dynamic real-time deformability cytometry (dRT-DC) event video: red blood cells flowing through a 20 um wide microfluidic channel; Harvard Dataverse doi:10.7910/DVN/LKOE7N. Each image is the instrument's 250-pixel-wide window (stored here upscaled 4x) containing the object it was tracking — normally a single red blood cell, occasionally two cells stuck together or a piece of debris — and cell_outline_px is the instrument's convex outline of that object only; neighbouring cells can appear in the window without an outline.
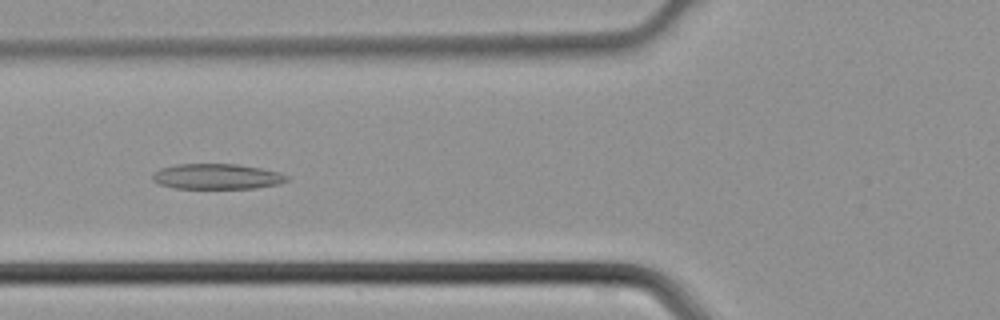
{"species": "common noctule bat (a hibernating species)", "species_latin": "Nyctalus noctula", "temperature_condition": "cold", "stored_images_in_passage": 44, "camera_frame_rate_fps": 3000, "um_per_image_px": 0.085, "animal": {"sex": "male", "body_mass_g": 21.5, "forearm_length_mm": 52.0}, "frame": {"image": 1, "passage_image": 16, "time_ms": 5.0, "image_size_px": [1000, 320], "cell_outline_px": [[288, 180], [280, 184], [256, 188], [176, 188], [160, 184], [152, 180], [152, 176], [160, 168], [176, 164], [240, 164], [280, 172], [288, 176]], "centroid_in_image_um": [18.47, 15.0], "position_along_channel_um": 107.3, "area_um2": 19.88}}
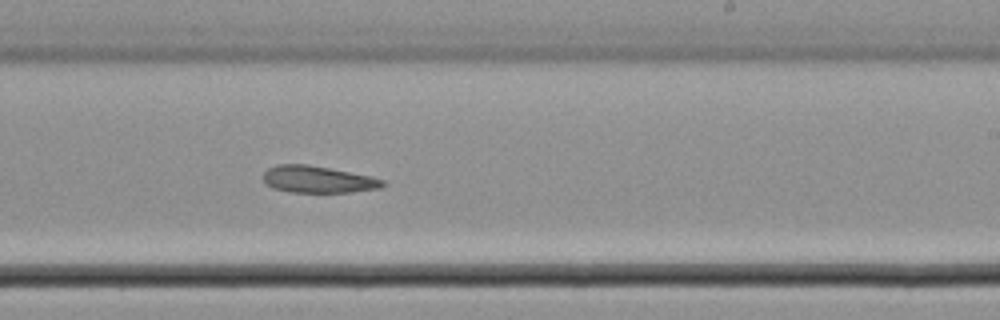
{"frame": {"image": 2, "passage_image": 26, "time_ms": 8.333, "image_size_px": [1000, 320], "cell_outline_px": [[388, 184], [380, 188], [352, 192], [292, 192], [272, 188], [264, 184], [264, 172], [268, 168], [276, 164], [308, 164], [368, 176], [384, 180]], "centroid_in_image_um": [26.99, 15.25], "position_along_channel_um": 262.0, "area_um2": 18.67}}
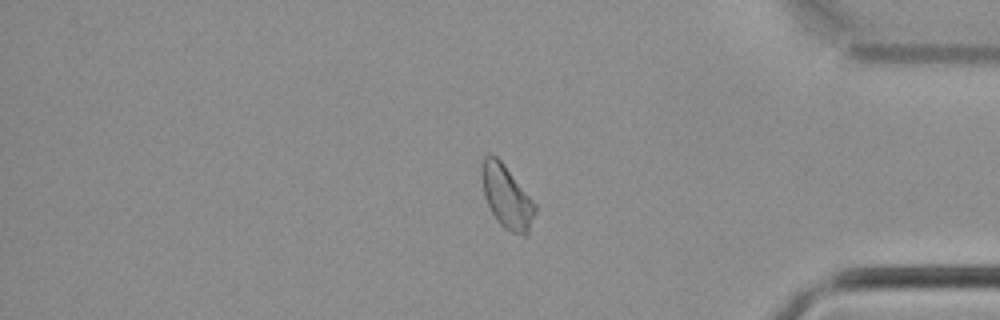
{"frame": {"image": 3, "passage_image": 36, "time_ms": 11.667, "image_size_px": [1000, 320], "cell_outline_px": [[536, 212], [528, 232], [524, 236], [512, 232], [504, 228], [496, 220], [484, 196], [480, 172], [484, 156], [496, 156], [500, 160], [536, 204]], "centroid_in_image_um": [43.06, 16.75], "position_along_channel_um": 392.1, "area_um2": 19.31}}